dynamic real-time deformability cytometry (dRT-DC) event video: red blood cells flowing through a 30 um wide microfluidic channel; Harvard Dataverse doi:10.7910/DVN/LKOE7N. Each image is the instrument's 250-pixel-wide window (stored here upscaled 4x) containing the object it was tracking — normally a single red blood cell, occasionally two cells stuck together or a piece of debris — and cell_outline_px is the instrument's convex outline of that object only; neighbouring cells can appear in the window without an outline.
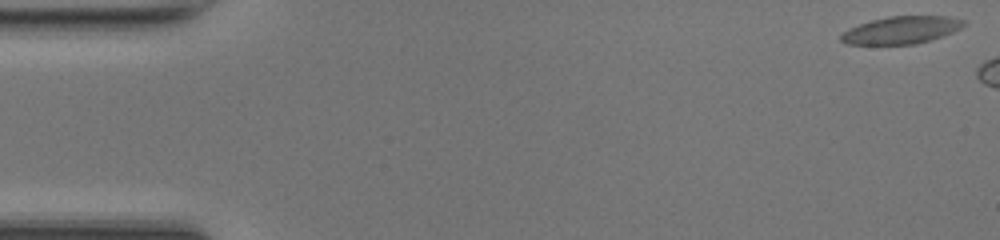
{"species": "common noctule bat (a hibernating species)", "species_latin": "Nyctalus noctula", "temperature_condition": "room temperature", "stored_images_in_passage": 40, "camera_frame_rate_fps": 3000, "um_per_image_px": 0.085, "animal": {"sex": "female", "body_mass_g": 17.0, "forearm_length_mm": 48.0}, "frame": {"image": 1, "passage_image": 1, "time_ms": 0.0, "image_size_px": [1000, 240], "cell_outline_px": [[968, 24], [952, 32], [916, 44], [848, 44], [840, 40], [840, 36], [848, 28], [872, 20], [888, 16], [948, 16], [968, 20]], "centroid_in_image_um": [76.65, 2.54], "position_along_channel_um": 8.4, "area_um2": 19.54}}
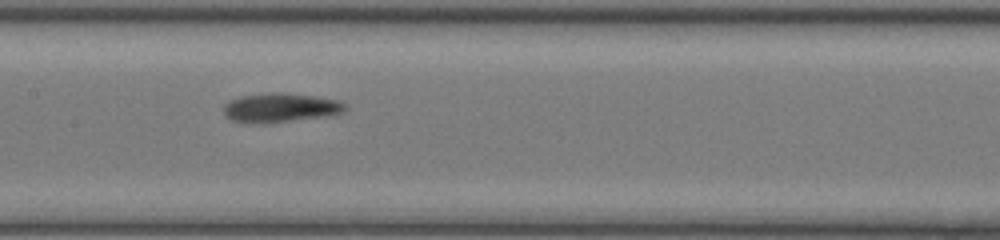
{"frame": {"image": 2, "passage_image": 24, "time_ms": 7.667, "image_size_px": [1000, 240], "cell_outline_px": [[348, 108], [344, 112], [328, 116], [260, 124], [248, 124], [232, 120], [224, 116], [224, 104], [240, 96], [272, 92], [280, 92], [312, 96], [336, 100], [348, 104]], "centroid_in_image_um": [23.83, 9.17], "position_along_channel_um": 183.6, "area_um2": 20.81}}
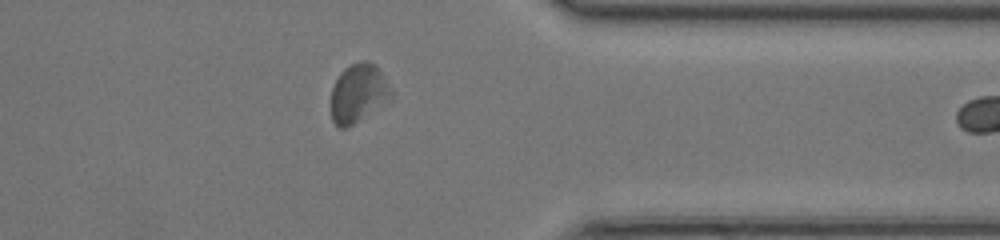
{"frame": {"image": 3, "passage_image": 39, "time_ms": 12.667, "image_size_px": [1000, 240], "cell_outline_px": [[392, 96], [348, 128], [336, 128], [332, 120], [332, 88], [340, 72], [344, 68], [360, 60], [368, 60], [376, 64], [392, 92]], "centroid_in_image_um": [30.42, 7.9], "position_along_channel_um": 381.0, "area_um2": 20.17}}